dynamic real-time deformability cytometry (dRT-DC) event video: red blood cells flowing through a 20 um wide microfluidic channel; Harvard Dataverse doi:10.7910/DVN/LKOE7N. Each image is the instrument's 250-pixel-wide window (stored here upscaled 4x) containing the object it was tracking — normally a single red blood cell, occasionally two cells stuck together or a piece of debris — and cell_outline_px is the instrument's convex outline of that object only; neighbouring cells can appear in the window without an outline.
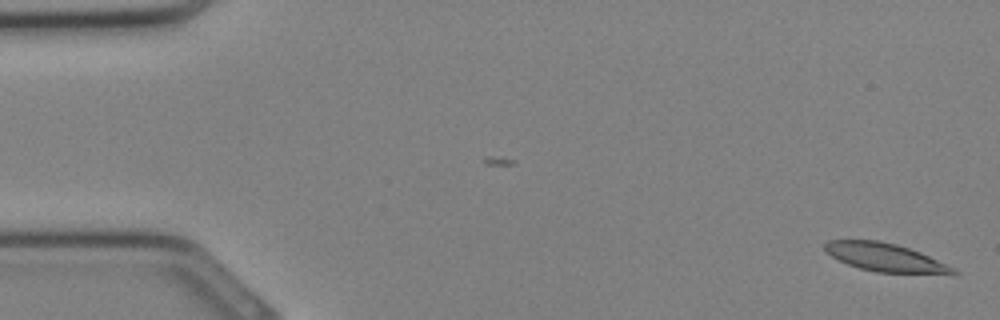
{"species": "Egyptian fruit bat (a non-hibernating species)", "species_latin": "Rousettus aegyptiacus", "temperature_condition": "cold", "stored_images_in_passage": 2, "camera_frame_rate_fps": 3000, "um_per_image_px": 0.085, "animal": {"sex": "female"}, "frame": {"image": 1, "passage_image": 2, "time_ms": 0.333, "image_size_px": [1000, 320], "cell_outline_px": [[960, 272], [952, 276], [876, 272], [860, 268], [848, 264], [824, 252], [824, 244], [828, 240], [880, 240], [896, 244], [920, 252], [956, 268]], "centroid_in_image_um": [75.36, 21.92], "position_along_channel_um": 9.6, "area_um2": 21.73}}